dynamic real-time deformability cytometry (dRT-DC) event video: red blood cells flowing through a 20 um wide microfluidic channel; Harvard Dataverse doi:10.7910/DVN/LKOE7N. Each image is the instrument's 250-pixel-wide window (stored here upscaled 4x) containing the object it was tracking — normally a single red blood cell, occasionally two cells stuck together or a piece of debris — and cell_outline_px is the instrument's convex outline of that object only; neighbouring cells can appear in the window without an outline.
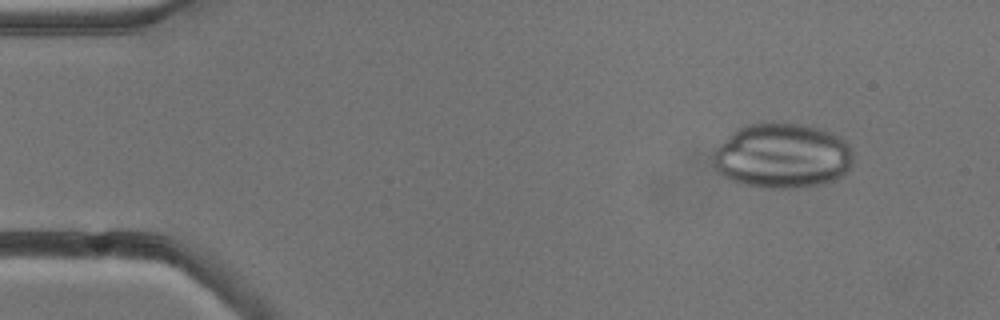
{"species": "common noctule bat (a hibernating species)", "species_latin": "Nyctalus noctula", "temperature_condition": "cold", "stored_images_in_passage": 8, "camera_frame_rate_fps": 3000, "um_per_image_px": 0.085, "animal": {"sex": "male", "body_mass_g": 13.3}, "frame": {"image": 1, "passage_image": 2, "time_ms": 1.333, "image_size_px": [1000, 320], "cell_outline_px": [[852, 164], [840, 176], [824, 184], [804, 188], [768, 188], [740, 184], [724, 176], [712, 164], [712, 152], [736, 128], [748, 124], [796, 124], [820, 128], [840, 136], [848, 144], [852, 152]], "centroid_in_image_um": [66.48, 13.26], "position_along_channel_um": 18.5, "area_um2": 53.0}}